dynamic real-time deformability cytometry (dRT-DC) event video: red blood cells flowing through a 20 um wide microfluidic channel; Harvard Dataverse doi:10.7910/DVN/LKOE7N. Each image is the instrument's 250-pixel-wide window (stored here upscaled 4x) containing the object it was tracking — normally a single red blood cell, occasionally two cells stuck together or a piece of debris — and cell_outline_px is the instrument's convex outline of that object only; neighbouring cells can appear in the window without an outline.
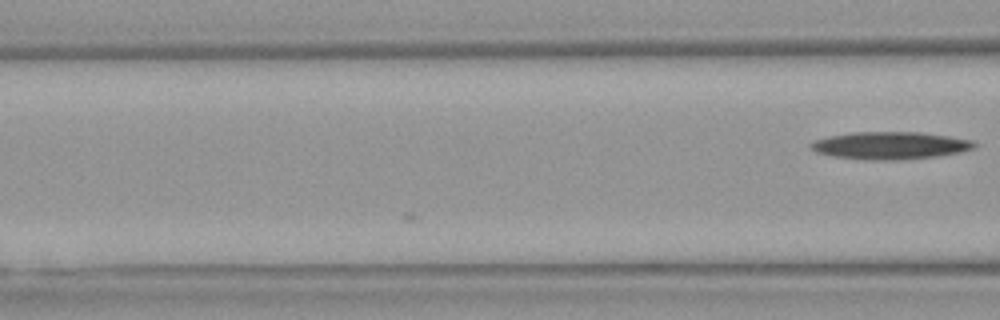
{"species": "Egyptian fruit bat (a non-hibernating species)", "species_latin": "Rousettus aegyptiacus", "temperature_condition": "warm", "stored_images_in_passage": 3, "camera_frame_rate_fps": 3000, "um_per_image_px": 0.085, "animal": {"sex": "female"}, "frame": {"image": 1, "passage_image": 3, "time_ms": 0.667, "image_size_px": [1000, 320], "cell_outline_px": [[980, 144], [976, 148], [960, 152], [940, 156], [900, 160], [864, 160], [832, 156], [816, 152], [808, 148], [808, 144], [816, 140], [832, 136], [852, 132], [920, 132], [948, 136], [972, 140]], "centroid_in_image_um": [75.7, 12.38], "position_along_channel_um": 90.9, "area_um2": 26.47}}